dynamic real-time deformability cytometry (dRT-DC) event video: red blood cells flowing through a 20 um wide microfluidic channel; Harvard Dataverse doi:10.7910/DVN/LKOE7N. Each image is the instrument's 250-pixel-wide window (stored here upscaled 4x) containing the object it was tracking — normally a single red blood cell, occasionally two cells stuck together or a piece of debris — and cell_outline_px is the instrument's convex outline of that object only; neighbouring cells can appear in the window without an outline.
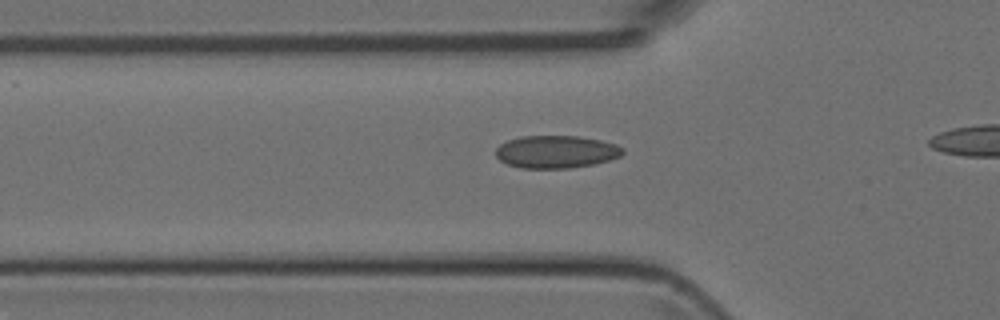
{"species": "Egyptian fruit bat (a non-hibernating species)", "species_latin": "Rousettus aegyptiacus", "temperature_condition": "room temperature", "stored_images_in_passage": 10, "camera_frame_rate_fps": 3000, "um_per_image_px": 0.085, "animal": {"sex": "female"}, "frame": {"image": 1, "passage_image": 5, "time_ms": 1.333, "image_size_px": [1000, 320], "cell_outline_px": [[624, 152], [620, 156], [608, 160], [592, 164], [568, 168], [520, 168], [508, 164], [500, 160], [496, 156], [496, 148], [500, 144], [508, 140], [520, 136], [576, 136], [600, 140], [616, 144], [624, 148]], "centroid_in_image_um": [47.26, 12.9], "position_along_channel_um": 78.5, "area_um2": 24.04}}
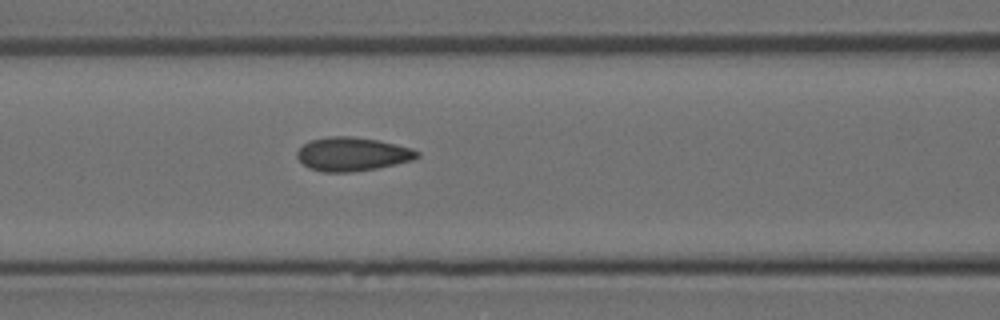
{"frame": {"image": 2, "passage_image": 9, "time_ms": 2.667, "image_size_px": [1000, 320], "cell_outline_px": [[420, 156], [412, 160], [376, 168], [348, 172], [324, 172], [308, 168], [296, 156], [296, 152], [304, 144], [312, 140], [328, 136], [352, 136], [376, 140], [396, 144], [412, 148], [420, 152]], "centroid_in_image_um": [29.94, 13.09], "position_along_channel_um": 136.7, "area_um2": 23.41}}